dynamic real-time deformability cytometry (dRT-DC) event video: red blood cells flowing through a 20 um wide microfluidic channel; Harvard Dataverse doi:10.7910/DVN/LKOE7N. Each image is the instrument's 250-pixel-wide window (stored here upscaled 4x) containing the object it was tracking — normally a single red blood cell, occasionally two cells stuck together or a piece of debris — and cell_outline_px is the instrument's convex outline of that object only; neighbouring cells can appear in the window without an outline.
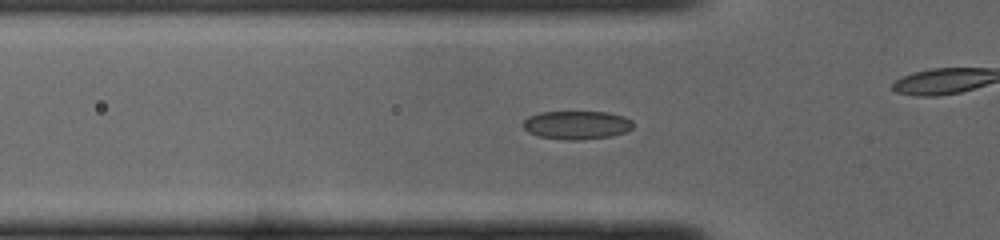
{"species": "common noctule bat (a hibernating species)", "species_latin": "Nyctalus noctula", "temperature_condition": "cold", "stored_images_in_passage": 49, "camera_frame_rate_fps": 3000, "um_per_image_px": 0.085, "animal": {"sex": "male", "body_mass_g": 19.0, "forearm_length_mm": 50.8}, "frame": {"image": 1, "passage_image": 15, "time_ms": 4.667, "image_size_px": [1000, 240], "cell_outline_px": [[632, 128], [624, 132], [612, 136], [576, 140], [564, 140], [540, 136], [528, 132], [524, 128], [524, 120], [528, 116], [540, 112], [608, 112], [624, 116], [632, 120]], "centroid_in_image_um": [49.02, 10.62], "position_along_channel_um": 76.8, "area_um2": 18.15}}
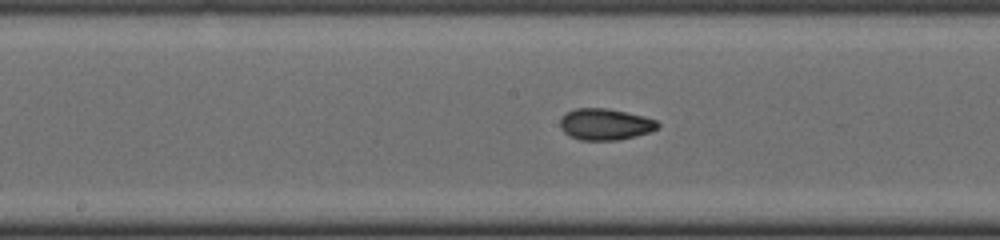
{"frame": {"image": 2, "passage_image": 24, "time_ms": 7.667, "image_size_px": [1000, 240], "cell_outline_px": [[660, 128], [636, 136], [620, 140], [580, 140], [568, 136], [560, 128], [560, 120], [568, 112], [576, 108], [608, 108], [644, 116], [656, 120], [660, 124]], "centroid_in_image_um": [51.46, 10.57], "position_along_channel_um": 196.7, "area_um2": 17.98}}
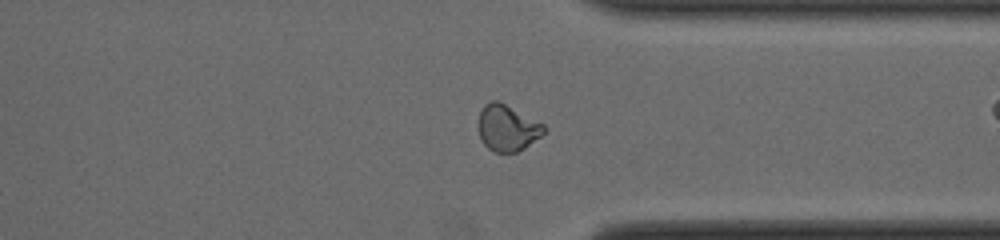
{"frame": {"image": 3, "passage_image": 37, "time_ms": 12.0, "image_size_px": [1000, 240], "cell_outline_px": [[544, 132], [540, 136], [524, 148], [516, 152], [492, 152], [484, 144], [480, 136], [480, 112], [484, 104], [492, 100], [500, 100], [544, 124]], "centroid_in_image_um": [43.12, 10.85], "position_along_channel_um": 368.3, "area_um2": 17.51}, "authors_computed_cell_mechanics": {"area_um2": 17.918, "velocity_mm_per_s": 3.9913, "shape_relaxation_time_tau1_ms": 5.9494, "shape_relaxation_time_tau2_ms": 1.9035, "deformation_change_tau1": 0.1523, "deformation_change_tau2": 0.0592}}